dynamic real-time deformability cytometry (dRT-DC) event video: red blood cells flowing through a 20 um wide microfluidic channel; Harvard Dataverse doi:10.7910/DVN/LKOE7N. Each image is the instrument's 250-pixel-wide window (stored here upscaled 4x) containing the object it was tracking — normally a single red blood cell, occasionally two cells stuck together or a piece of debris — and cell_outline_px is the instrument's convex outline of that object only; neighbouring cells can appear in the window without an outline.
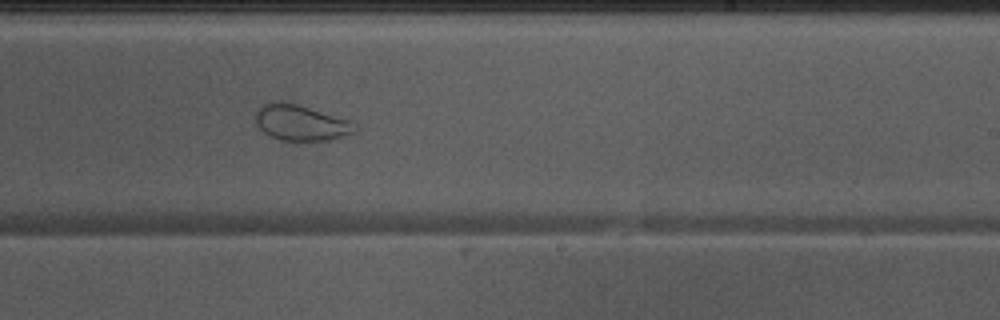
{"species": "Egyptian fruit bat (a non-hibernating species)", "species_latin": "Rousettus aegyptiacus", "temperature_condition": "warm", "stored_images_in_passage": 51, "camera_frame_rate_fps": 3000, "um_per_image_px": 0.085, "animal": {"sex": "male"}, "frame": {"image": 1, "passage_image": 30, "time_ms": 9.667, "image_size_px": [1000, 320], "cell_outline_px": [[360, 128], [356, 132], [328, 140], [284, 140], [272, 136], [264, 132], [256, 124], [256, 112], [260, 104], [280, 100], [296, 104], [352, 120]], "centroid_in_image_um": [25.61, 10.41], "position_along_channel_um": 263.4, "area_um2": 20.75}}
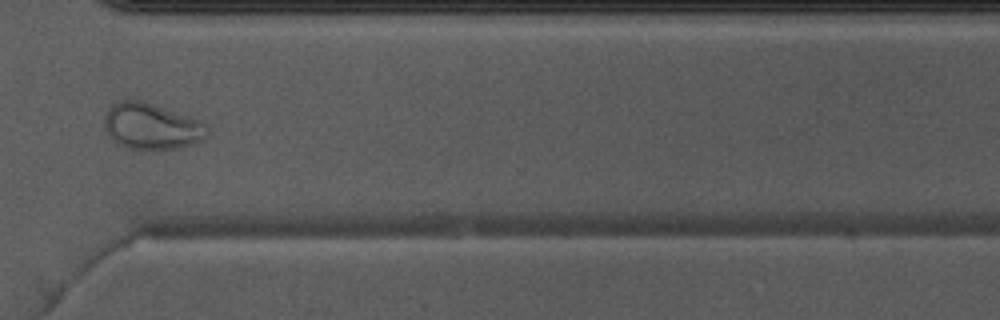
{"frame": {"image": 2, "passage_image": 37, "time_ms": 12.0, "image_size_px": [1000, 320], "cell_outline_px": [[208, 136], [192, 144], [176, 148], [128, 148], [112, 140], [104, 128], [104, 116], [108, 108], [112, 104], [120, 100], [144, 100], [200, 120], [208, 124]], "centroid_in_image_um": [12.88, 10.7], "position_along_channel_um": 357.7, "area_um2": 27.69}, "authors_computed_cell_mechanics": {"area_um2": 29.478, "velocity_mm_per_s": 4.0401, "shape_relaxation_time_tau1_ms": null, "shape_relaxation_time_tau2_ms": 1.1219, "deformation_change_tau1": null, "deformation_change_tau2": 0.0549}}